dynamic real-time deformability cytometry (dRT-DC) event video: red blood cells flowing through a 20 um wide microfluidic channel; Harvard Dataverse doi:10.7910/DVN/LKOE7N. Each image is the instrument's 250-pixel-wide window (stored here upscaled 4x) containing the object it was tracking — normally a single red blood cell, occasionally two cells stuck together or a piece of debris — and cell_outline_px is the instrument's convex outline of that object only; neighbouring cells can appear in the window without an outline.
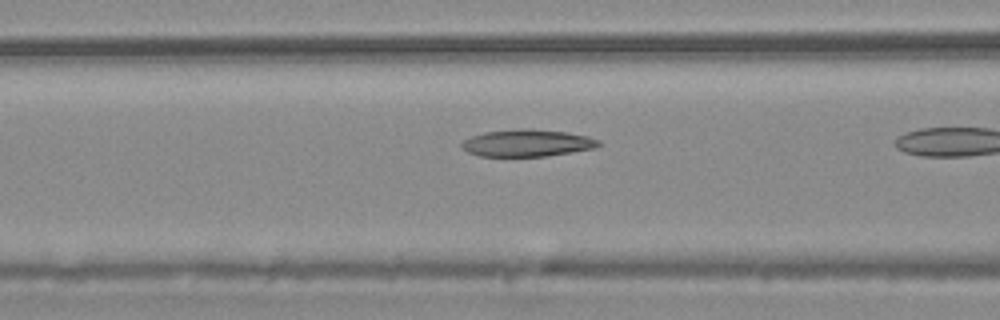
{"species": "common noctule bat (a hibernating species)", "species_latin": "Nyctalus noctula", "temperature_condition": "warm", "stored_images_in_passage": 24, "camera_frame_rate_fps": 3000, "um_per_image_px": 0.085, "animal": {"sex": "male", "body_mass_g": 20.4}, "frame": {"image": 1, "passage_image": 17, "time_ms": 5.333, "image_size_px": [1000, 320], "cell_outline_px": [[600, 144], [596, 148], [572, 152], [544, 156], [480, 156], [468, 152], [460, 144], [464, 140], [472, 136], [484, 132], [520, 128], [568, 132], [588, 136], [600, 140]], "centroid_in_image_um": [44.83, 12.15], "position_along_channel_um": 121.8, "area_um2": 21.5}}